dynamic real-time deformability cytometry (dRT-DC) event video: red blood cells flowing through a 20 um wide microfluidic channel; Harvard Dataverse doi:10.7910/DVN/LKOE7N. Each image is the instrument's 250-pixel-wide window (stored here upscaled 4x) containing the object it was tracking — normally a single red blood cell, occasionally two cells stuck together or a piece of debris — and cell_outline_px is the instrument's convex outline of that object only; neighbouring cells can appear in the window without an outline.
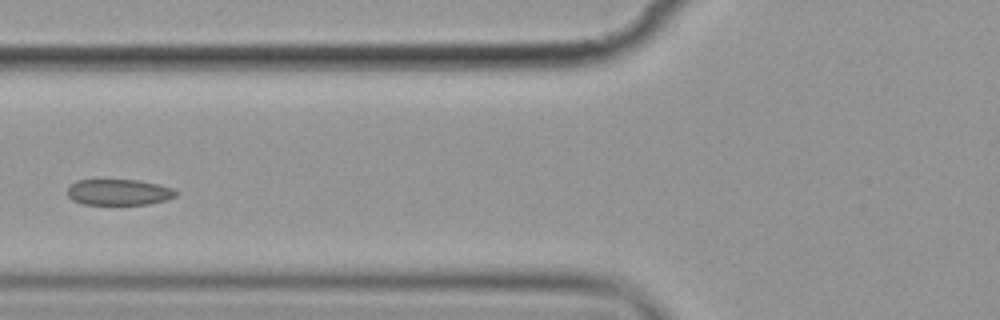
{"species": "common noctule bat (a hibernating species)", "species_latin": "Nyctalus noctula", "temperature_condition": "cold", "stored_images_in_passage": 4, "camera_frame_rate_fps": 3000, "um_per_image_px": 0.085, "animal": {"sex": "female", "body_mass_g": 19.9}, "frame": {"image": 1, "passage_image": 4, "time_ms": 3.333, "image_size_px": [1000, 320], "cell_outline_px": [[180, 192], [176, 196], [168, 200], [148, 204], [84, 204], [72, 200], [68, 196], [68, 184], [76, 180], [136, 180], [156, 184], [172, 188]], "centroid_in_image_um": [10.1, 16.34], "position_along_channel_um": 115.7, "area_um2": 16.47}}